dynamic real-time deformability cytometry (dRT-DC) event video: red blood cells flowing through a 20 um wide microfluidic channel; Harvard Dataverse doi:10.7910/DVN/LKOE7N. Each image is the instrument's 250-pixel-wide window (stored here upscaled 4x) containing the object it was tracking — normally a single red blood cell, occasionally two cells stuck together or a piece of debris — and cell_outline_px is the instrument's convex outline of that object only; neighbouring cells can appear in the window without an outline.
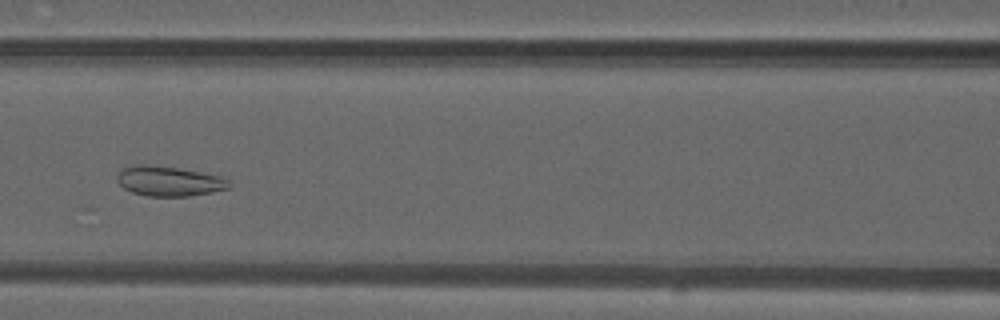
{"species": "common noctule bat (a hibernating species)", "species_latin": "Nyctalus noctula", "temperature_condition": "warm", "stored_images_in_passage": 46, "camera_frame_rate_fps": 3000, "um_per_image_px": 0.085, "animal": {"sex": "male", "forearm_length_mm": 52.5}, "frame": {"image": 1, "passage_image": 19, "time_ms": 6.0, "image_size_px": [1000, 320], "cell_outline_px": [[232, 184], [228, 188], [212, 192], [188, 196], [148, 196], [132, 192], [124, 188], [116, 180], [116, 176], [124, 168], [136, 164], [148, 164], [176, 168], [200, 172], [220, 176], [228, 180]], "centroid_in_image_um": [14.35, 15.4], "position_along_channel_um": 152.2, "area_um2": 19.36}}
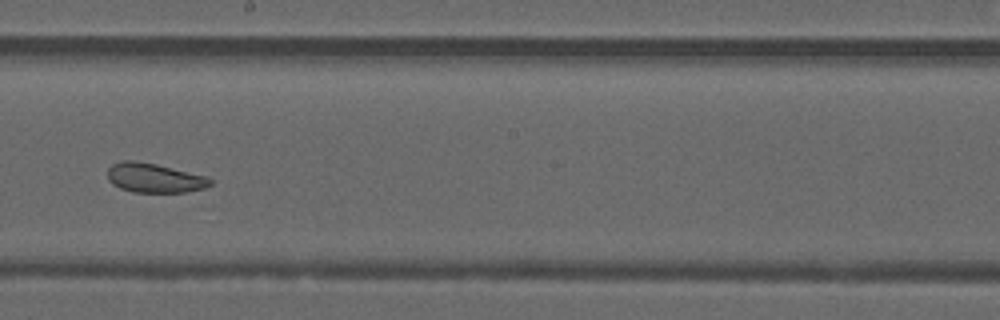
{"frame": {"image": 2, "passage_image": 25, "time_ms": 8.0, "image_size_px": [1000, 320], "cell_outline_px": [[212, 184], [204, 188], [184, 192], [132, 192], [120, 188], [112, 184], [108, 180], [108, 168], [112, 164], [120, 160], [132, 160], [156, 164], [208, 176], [212, 180]], "centroid_in_image_um": [13.11, 15.12], "position_along_channel_um": 235.1, "area_um2": 17.69}}
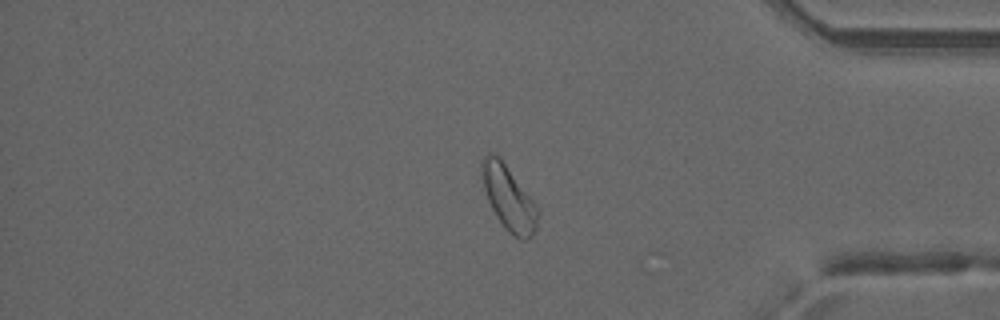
{"frame": {"image": 3, "passage_image": 38, "time_ms": 12.333, "image_size_px": [1000, 320], "cell_outline_px": [[536, 228], [532, 236], [528, 240], [524, 240], [508, 232], [496, 216], [488, 200], [484, 188], [480, 172], [480, 160], [488, 152], [492, 152], [500, 156], [536, 204]], "centroid_in_image_um": [43.19, 16.76], "position_along_channel_um": 392.0, "area_um2": 20.92}}